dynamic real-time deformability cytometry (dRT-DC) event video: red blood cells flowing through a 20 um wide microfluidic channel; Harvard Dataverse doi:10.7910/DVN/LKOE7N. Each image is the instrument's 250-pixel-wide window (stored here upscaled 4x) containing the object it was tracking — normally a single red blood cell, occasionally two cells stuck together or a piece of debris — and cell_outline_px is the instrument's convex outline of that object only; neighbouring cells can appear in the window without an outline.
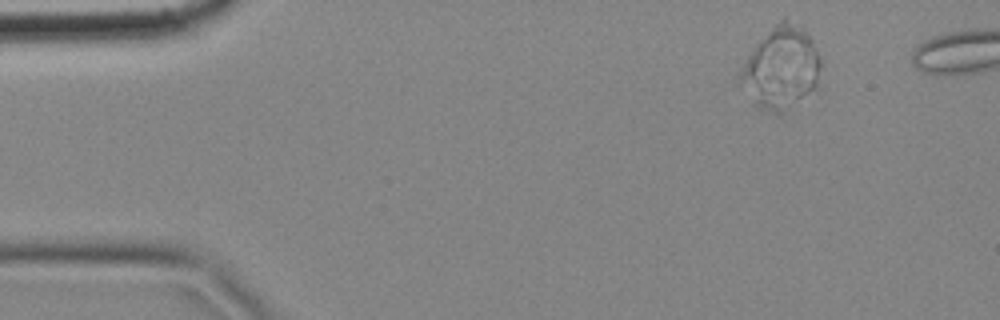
{"species": "common noctule bat (a hibernating species)", "species_latin": "Nyctalus noctula", "temperature_condition": "cold", "stored_images_in_passage": 7, "camera_frame_rate_fps": 3000, "um_per_image_px": 0.085, "animal": {"sex": "female", "body_mass_g": 18.4}, "frame": {"image": 1, "passage_image": 3, "time_ms": 0.667, "image_size_px": [1000, 320], "cell_outline_px": [[820, 68], [816, 88], [784, 116], [760, 108], [736, 84], [736, 80], [748, 56], [756, 44], [784, 16], [804, 24], [816, 48], [820, 60]], "centroid_in_image_um": [66.4, 5.79], "position_along_channel_um": 18.6, "area_um2": 39.48}}